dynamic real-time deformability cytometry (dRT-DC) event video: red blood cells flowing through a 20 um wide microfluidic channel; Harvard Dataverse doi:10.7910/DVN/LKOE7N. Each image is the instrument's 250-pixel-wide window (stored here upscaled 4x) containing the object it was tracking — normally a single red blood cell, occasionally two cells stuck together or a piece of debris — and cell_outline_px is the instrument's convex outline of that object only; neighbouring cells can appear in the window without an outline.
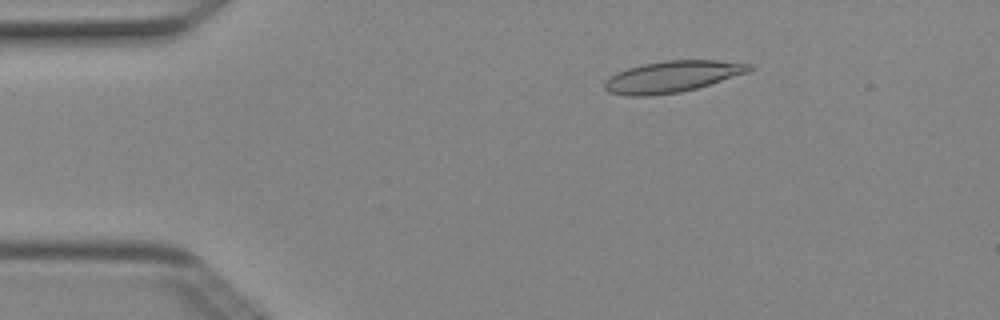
{"species": "Egyptian fruit bat (a non-hibernating species)", "species_latin": "Rousettus aegyptiacus", "temperature_condition": "cold", "stored_images_in_passage": 8, "camera_frame_rate_fps": 3000, "um_per_image_px": 0.085, "animal": {"sex": "female"}, "frame": {"image": 1, "passage_image": 2, "time_ms": 0.333, "image_size_px": [1000, 320], "cell_outline_px": [[752, 68], [748, 72], [696, 88], [680, 92], [652, 96], [628, 96], [608, 92], [604, 88], [604, 84], [616, 72], [628, 68], [644, 64], [664, 60], [716, 60], [752, 64]], "centroid_in_image_um": [57.12, 6.51], "position_along_channel_um": 27.9, "area_um2": 26.24}}
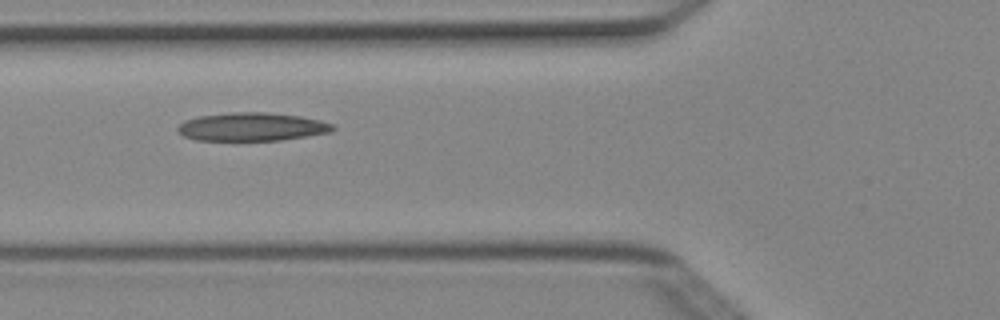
{"frame": {"image": 2, "passage_image": 5, "time_ms": 1.333, "image_size_px": [1000, 320], "cell_outline_px": [[336, 128], [328, 132], [280, 140], [196, 140], [184, 136], [176, 128], [184, 120], [200, 116], [232, 112], [264, 112], [300, 116], [320, 120], [332, 124]], "centroid_in_image_um": [21.38, 10.77], "position_along_channel_um": 104.4, "area_um2": 25.26}}
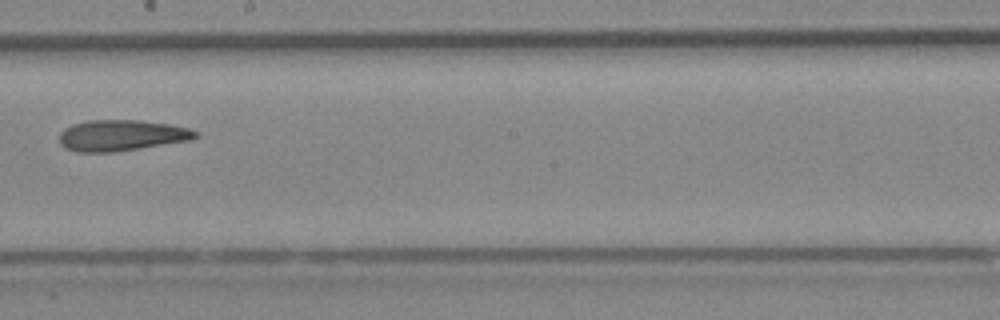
{"frame": {"image": 3, "passage_image": 8, "time_ms": 2.333, "image_size_px": [1000, 320], "cell_outline_px": [[200, 136], [192, 140], [140, 148], [112, 152], [76, 152], [64, 148], [60, 144], [60, 132], [64, 128], [72, 124], [88, 120], [140, 120], [168, 124], [188, 128], [200, 132]], "centroid_in_image_um": [10.33, 11.51], "position_along_channel_um": 237.9, "area_um2": 24.8}}